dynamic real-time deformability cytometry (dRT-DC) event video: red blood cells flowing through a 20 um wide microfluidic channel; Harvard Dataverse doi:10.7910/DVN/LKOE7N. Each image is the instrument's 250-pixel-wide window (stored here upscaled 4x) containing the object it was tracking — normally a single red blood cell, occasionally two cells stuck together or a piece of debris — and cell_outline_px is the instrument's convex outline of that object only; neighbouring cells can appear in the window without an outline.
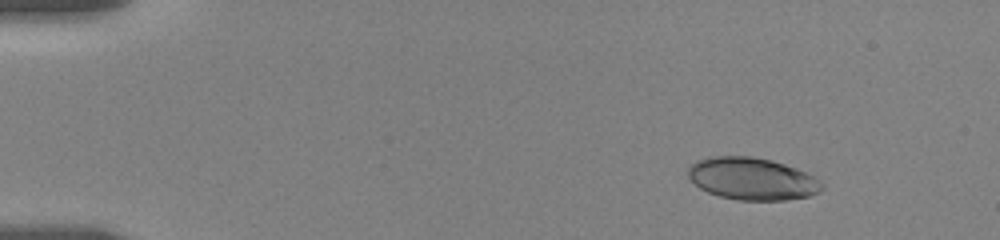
{"species": "human", "species_latin": "Homo sapiens", "temperature_condition": "room temperature", "stored_images_in_passage": 16, "camera_frame_rate_fps": 3000, "um_per_image_px": 0.085, "donor": {"sex": "female"}, "frame": {"image": 1, "passage_image": 1, "time_ms": 0.0, "image_size_px": [1000, 240], "cell_outline_px": [[824, 188], [820, 192], [808, 196], [784, 200], [736, 200], [720, 196], [708, 192], [700, 188], [688, 176], [688, 168], [696, 160], [708, 156], [752, 156], [772, 160], [808, 172], [820, 180], [824, 184]], "centroid_in_image_um": [63.95, 15.19], "position_along_channel_um": 21.0, "area_um2": 33.18}}
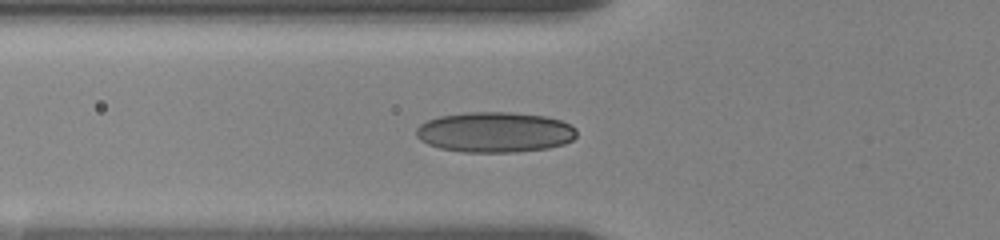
{"frame": {"image": 2, "passage_image": 10, "time_ms": 4.667, "image_size_px": [1000, 240], "cell_outline_px": [[576, 136], [572, 140], [564, 144], [548, 148], [516, 152], [464, 152], [440, 148], [428, 144], [420, 140], [416, 136], [416, 128], [420, 124], [428, 120], [440, 116], [464, 112], [512, 112], [544, 116], [560, 120], [572, 124], [576, 128]], "centroid_in_image_um": [42.07, 11.23], "position_along_channel_um": 83.7, "area_um2": 37.97}}
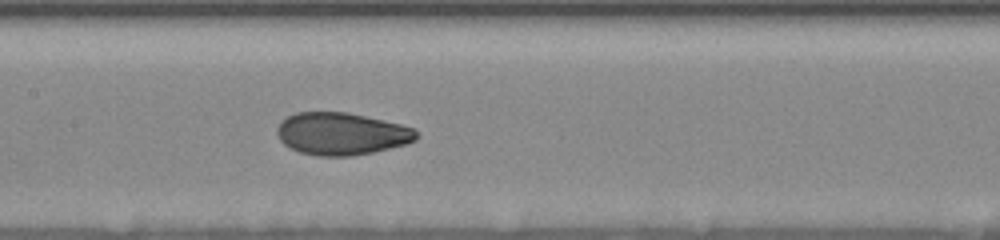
{"frame": {"image": 3, "passage_image": 16, "time_ms": 7.333, "image_size_px": [1000, 240], "cell_outline_px": [[420, 136], [416, 140], [408, 144], [372, 152], [352, 156], [320, 156], [300, 152], [284, 144], [280, 140], [276, 132], [276, 128], [280, 120], [296, 112], [348, 112], [384, 120], [400, 124], [412, 128]], "centroid_in_image_um": [29.02, 11.36], "position_along_channel_um": 178.4, "area_um2": 34.51}}